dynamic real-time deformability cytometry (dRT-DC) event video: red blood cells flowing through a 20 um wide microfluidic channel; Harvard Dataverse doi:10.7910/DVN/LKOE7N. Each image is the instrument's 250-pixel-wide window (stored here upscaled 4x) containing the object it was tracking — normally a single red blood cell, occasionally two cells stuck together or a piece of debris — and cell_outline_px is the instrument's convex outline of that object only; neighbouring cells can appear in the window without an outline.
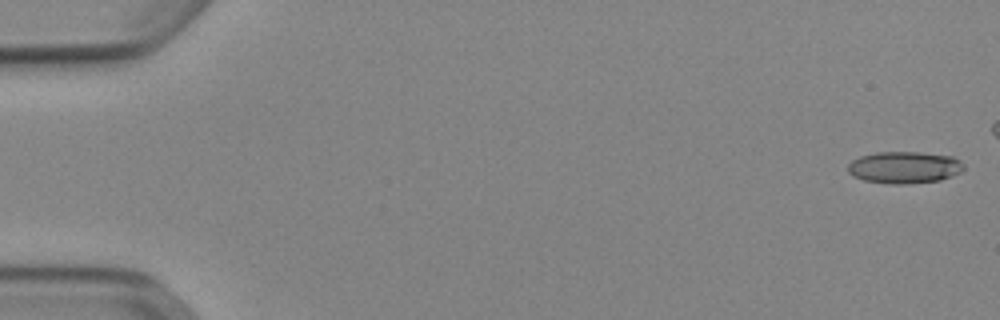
{"species": "Egyptian fruit bat (a non-hibernating species)", "species_latin": "Rousettus aegyptiacus", "temperature_condition": "cold", "stored_images_in_passage": 46, "camera_frame_rate_fps": 3000, "um_per_image_px": 0.085, "animal": {"sex": "female"}, "frame": {"image": 1, "passage_image": 1, "time_ms": 0.0, "image_size_px": [1000, 320], "cell_outline_px": [[964, 168], [960, 172], [940, 180], [904, 184], [892, 184], [864, 180], [852, 176], [848, 172], [848, 164], [852, 160], [860, 156], [876, 152], [920, 152], [952, 156], [960, 160], [964, 164]], "centroid_in_image_um": [76.86, 14.22], "position_along_channel_um": 8.1, "area_um2": 21.56}}
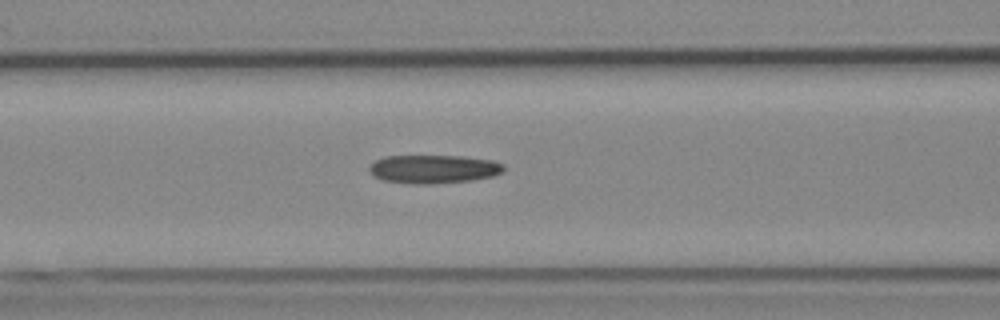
{"frame": {"image": 2, "passage_image": 22, "time_ms": 7.0, "image_size_px": [1000, 320], "cell_outline_px": [[504, 172], [492, 176], [472, 180], [432, 184], [416, 184], [384, 180], [372, 176], [368, 168], [376, 160], [384, 156], [464, 156], [492, 160], [504, 164]], "centroid_in_image_um": [36.87, 14.37], "position_along_channel_um": 129.7, "area_um2": 22.37}}
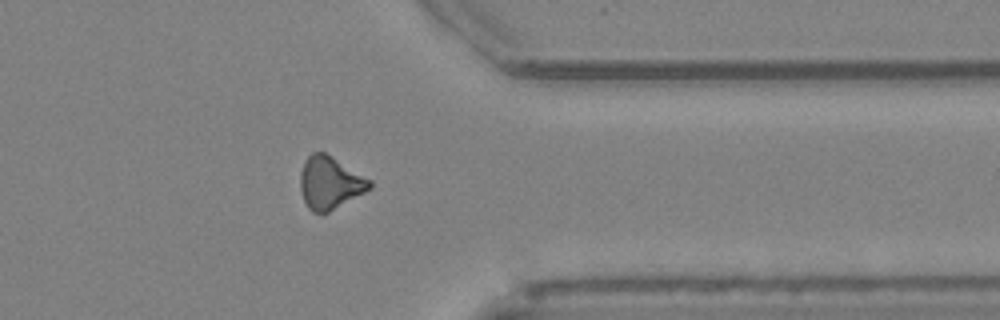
{"frame": {"image": 3, "passage_image": 42, "time_ms": 13.667, "image_size_px": [1000, 320], "cell_outline_px": [[372, 188], [328, 212], [312, 212], [308, 208], [304, 200], [300, 188], [300, 172], [308, 156], [312, 152], [324, 152], [332, 156], [372, 180]], "centroid_in_image_um": [28.05, 15.52], "position_along_channel_um": 383.4, "area_um2": 21.1}}